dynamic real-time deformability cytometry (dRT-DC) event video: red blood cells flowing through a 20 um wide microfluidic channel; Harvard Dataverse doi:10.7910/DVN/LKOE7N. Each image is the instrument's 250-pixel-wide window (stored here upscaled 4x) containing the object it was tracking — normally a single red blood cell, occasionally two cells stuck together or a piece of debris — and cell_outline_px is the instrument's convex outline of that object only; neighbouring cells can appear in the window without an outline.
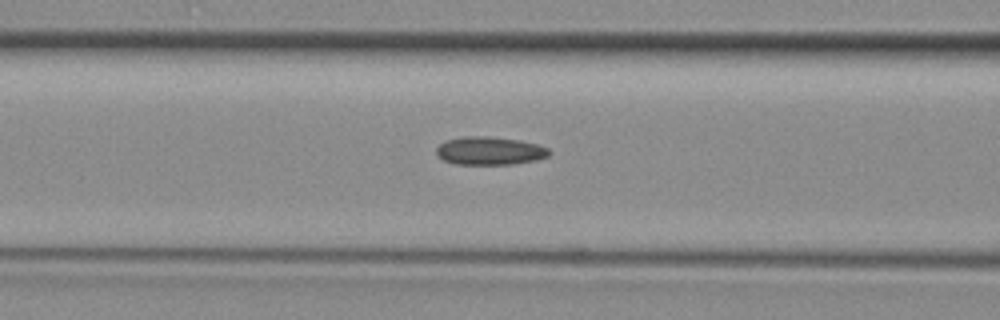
{"species": "common noctule bat (a hibernating species)", "species_latin": "Nyctalus noctula", "temperature_condition": "room temperature", "stored_images_in_passage": 38, "camera_frame_rate_fps": 3000, "um_per_image_px": 0.085, "animal": {"sex": "female", "body_mass_g": 29.2, "forearm_length_mm": 56.3}, "frame": {"image": 1, "passage_image": 19, "time_ms": 6.0, "image_size_px": [1000, 320], "cell_outline_px": [[552, 152], [548, 156], [536, 160], [512, 164], [456, 164], [444, 160], [436, 152], [436, 148], [440, 144], [448, 140], [464, 136], [484, 136], [520, 140], [536, 144], [548, 148]], "centroid_in_image_um": [41.65, 12.82], "position_along_channel_um": 124.9, "area_um2": 18.32}}
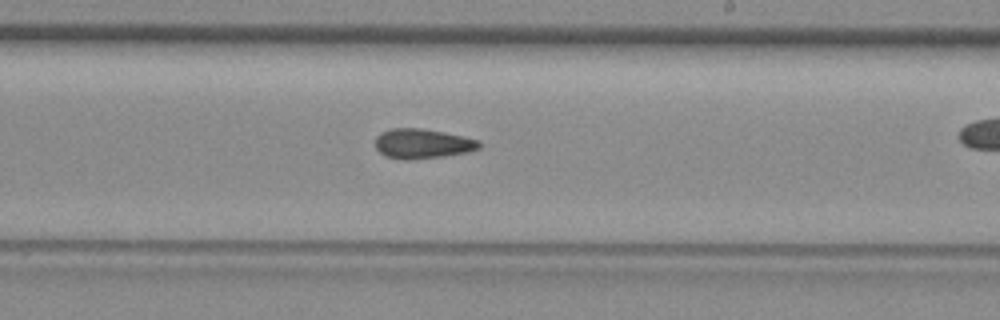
{"frame": {"image": 2, "passage_image": 28, "time_ms": 9.0, "image_size_px": [1000, 320], "cell_outline_px": [[480, 148], [468, 152], [444, 156], [412, 160], [400, 160], [384, 156], [376, 148], [376, 136], [380, 132], [392, 128], [420, 128], [444, 132], [480, 140]], "centroid_in_image_um": [35.89, 12.22], "position_along_channel_um": 253.1, "area_um2": 18.21}}
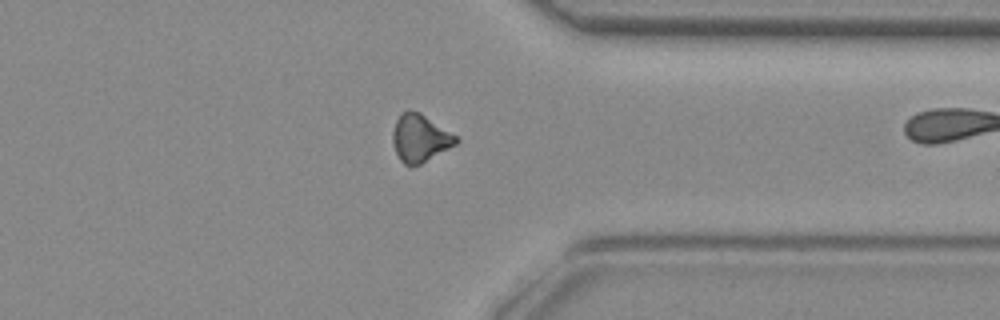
{"frame": {"image": 3, "passage_image": 37, "time_ms": 12.0, "image_size_px": [1000, 320], "cell_outline_px": [[460, 140], [456, 144], [420, 164], [404, 164], [400, 160], [396, 152], [392, 140], [392, 132], [396, 120], [400, 112], [408, 108], [420, 112], [456, 136]], "centroid_in_image_um": [35.67, 11.7], "position_along_channel_um": 375.7, "area_um2": 17.4}}